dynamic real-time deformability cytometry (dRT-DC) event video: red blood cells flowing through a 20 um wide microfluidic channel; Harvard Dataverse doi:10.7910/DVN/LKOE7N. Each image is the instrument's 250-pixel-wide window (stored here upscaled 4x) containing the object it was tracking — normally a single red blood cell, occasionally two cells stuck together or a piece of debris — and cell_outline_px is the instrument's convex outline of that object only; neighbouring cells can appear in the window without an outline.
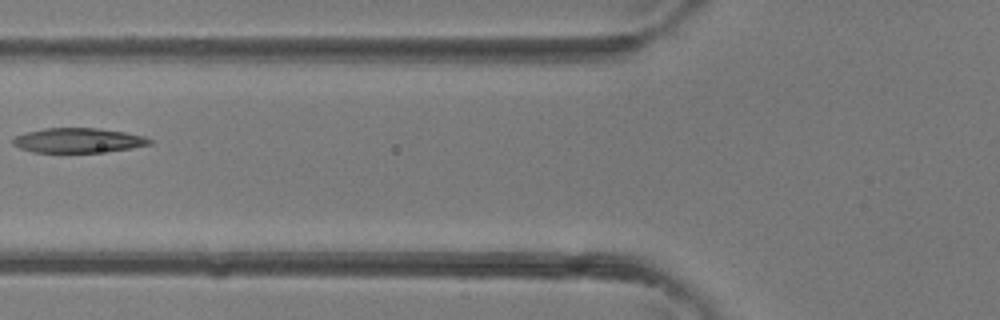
{"species": "common noctule bat (a hibernating species)", "species_latin": "Nyctalus noctula", "temperature_condition": "room temperature", "stored_images_in_passage": 4, "camera_frame_rate_fps": 3000, "um_per_image_px": 0.085, "animal": {"sex": "female"}, "frame": {"image": 1, "passage_image": 4, "time_ms": 1.0, "image_size_px": [1000, 320], "cell_outline_px": [[152, 144], [132, 148], [96, 152], [32, 152], [20, 148], [12, 144], [12, 140], [16, 136], [28, 132], [44, 128], [100, 128], [124, 132], [144, 136], [152, 140]], "centroid_in_image_um": [6.65, 11.93], "position_along_channel_um": 119.1, "area_um2": 19.54}}